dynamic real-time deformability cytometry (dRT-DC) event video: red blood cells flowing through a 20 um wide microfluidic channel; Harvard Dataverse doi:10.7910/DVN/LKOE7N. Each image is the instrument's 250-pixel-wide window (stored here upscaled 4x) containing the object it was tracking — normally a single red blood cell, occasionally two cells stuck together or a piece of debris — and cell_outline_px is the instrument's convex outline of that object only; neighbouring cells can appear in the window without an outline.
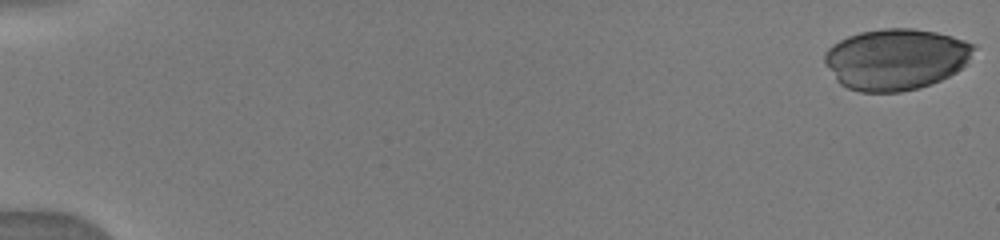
{"species": "human", "species_latin": "Homo sapiens", "temperature_condition": "warm", "stored_images_in_passage": 53, "camera_frame_rate_fps": 3000, "um_per_image_px": 0.085, "donor": {"sex": "male"}, "frame": {"image": 1, "passage_image": 1, "time_ms": 0.0, "image_size_px": [1000, 240], "cell_outline_px": [[976, 48], [964, 64], [956, 72], [940, 80], [916, 88], [900, 92], [860, 92], [848, 88], [840, 84], [836, 80], [824, 64], [824, 52], [832, 44], [848, 36], [860, 32], [884, 28], [912, 28], [936, 32], [952, 36], [976, 44]], "centroid_in_image_um": [76.11, 5.02], "position_along_channel_um": 8.9, "area_um2": 53.23}}
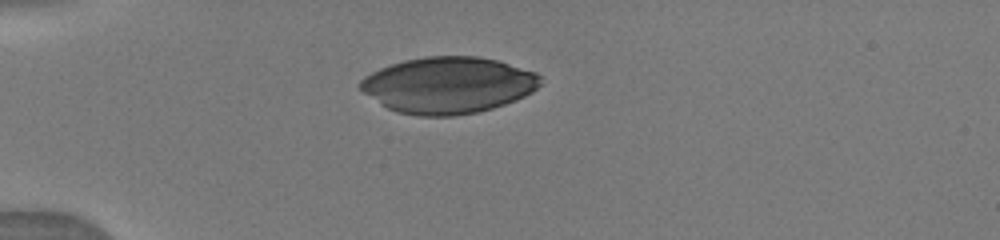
{"frame": {"image": 2, "passage_image": 18, "time_ms": 4.667, "image_size_px": [1000, 240], "cell_outline_px": [[540, 84], [532, 92], [516, 100], [492, 108], [476, 112], [452, 116], [416, 116], [396, 112], [380, 104], [364, 92], [360, 88], [360, 80], [364, 76], [380, 68], [404, 60], [428, 56], [480, 56], [496, 60], [536, 72], [540, 76]], "centroid_in_image_um": [38.09, 7.24], "position_along_channel_um": 46.9, "area_um2": 59.07}}
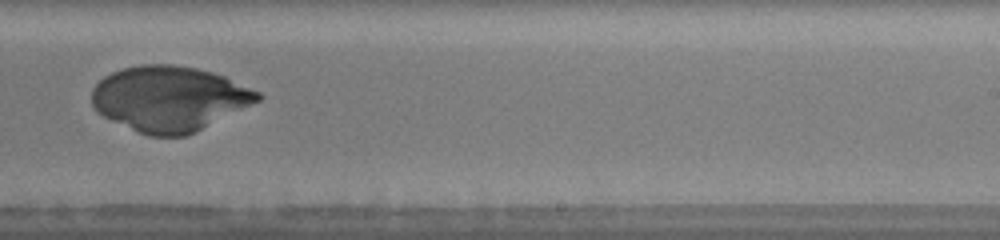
{"frame": {"image": 3, "passage_image": 41, "time_ms": 11.0, "image_size_px": [1000, 240], "cell_outline_px": [[264, 96], [260, 100], [196, 132], [184, 136], [148, 136], [112, 120], [104, 116], [92, 104], [92, 88], [104, 76], [120, 68], [140, 64], [172, 64], [196, 68], [212, 72], [224, 76], [260, 92]], "centroid_in_image_um": [14.4, 8.37], "position_along_channel_um": 274.6, "area_um2": 62.83}}